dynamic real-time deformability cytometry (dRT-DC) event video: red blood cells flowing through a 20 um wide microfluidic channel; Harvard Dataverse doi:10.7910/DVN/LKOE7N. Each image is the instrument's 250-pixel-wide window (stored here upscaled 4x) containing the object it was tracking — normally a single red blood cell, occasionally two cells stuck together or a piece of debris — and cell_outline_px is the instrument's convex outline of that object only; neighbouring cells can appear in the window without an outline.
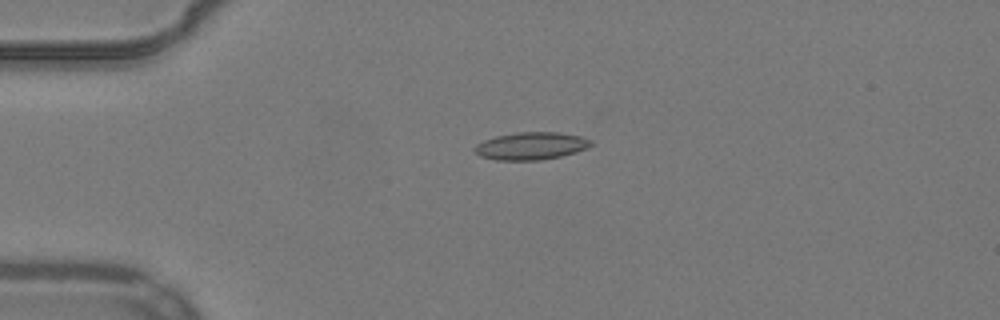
{"species": "common noctule bat (a hibernating species)", "species_latin": "Nyctalus noctula", "temperature_condition": "warm", "stored_images_in_passage": 42, "camera_frame_rate_fps": 3000, "um_per_image_px": 0.085, "animal": {"sex": "male", "body_mass_g": 19.2, "forearm_length_mm": 51.8}, "frame": {"image": 1, "passage_image": 2, "time_ms": 0.333, "image_size_px": [1000, 320], "cell_outline_px": [[592, 144], [576, 152], [560, 156], [540, 160], [496, 160], [480, 156], [472, 148], [476, 144], [484, 140], [496, 136], [520, 132], [560, 132], [580, 136], [592, 140]], "centroid_in_image_um": [45.12, 12.4], "position_along_channel_um": 39.9, "area_um2": 18.55}}
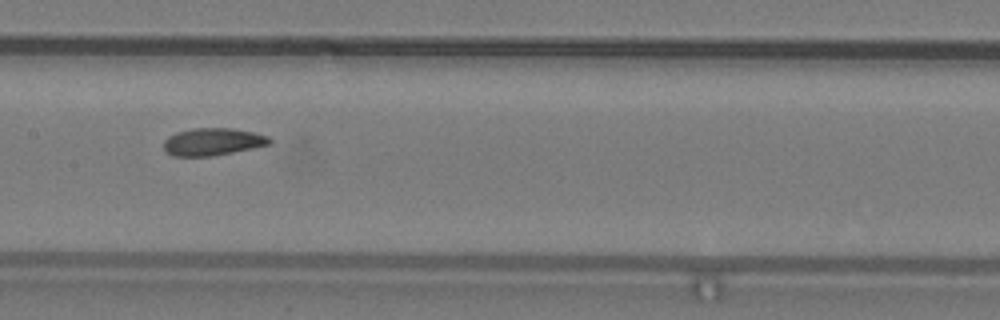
{"frame": {"image": 2, "passage_image": 16, "time_ms": 5.0, "image_size_px": [1000, 320], "cell_outline_px": [[272, 144], [212, 156], [172, 156], [164, 152], [164, 140], [168, 136], [176, 132], [192, 128], [232, 128], [252, 132], [268, 136], [272, 140]], "centroid_in_image_um": [18.05, 12.05], "position_along_channel_um": 189.3, "area_um2": 16.99}}
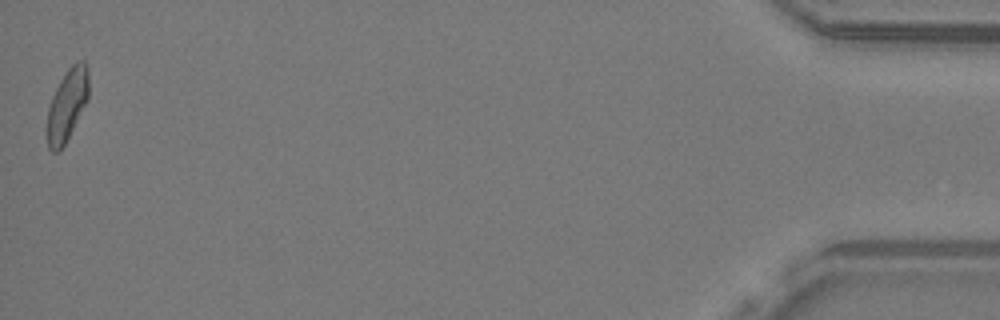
{"frame": {"image": 3, "passage_image": 42, "time_ms": 13.667, "image_size_px": [1000, 320], "cell_outline_px": [[88, 100], [60, 152], [52, 152], [48, 148], [44, 132], [48, 108], [52, 96], [60, 80], [68, 68], [76, 60], [84, 60], [88, 64]], "centroid_in_image_um": [5.67, 8.94], "position_along_channel_um": 429.5, "area_um2": 17.92}, "authors_computed_cell_mechanics": {"area_um2": 17.2244, "velocity_mm_per_s": 3.8843, "shape_relaxation_time_tau1_ms": null, "shape_relaxation_time_tau2_ms": 2.6579, "deformation_change_tau1": null, "deformation_change_tau2": 0.0887}}